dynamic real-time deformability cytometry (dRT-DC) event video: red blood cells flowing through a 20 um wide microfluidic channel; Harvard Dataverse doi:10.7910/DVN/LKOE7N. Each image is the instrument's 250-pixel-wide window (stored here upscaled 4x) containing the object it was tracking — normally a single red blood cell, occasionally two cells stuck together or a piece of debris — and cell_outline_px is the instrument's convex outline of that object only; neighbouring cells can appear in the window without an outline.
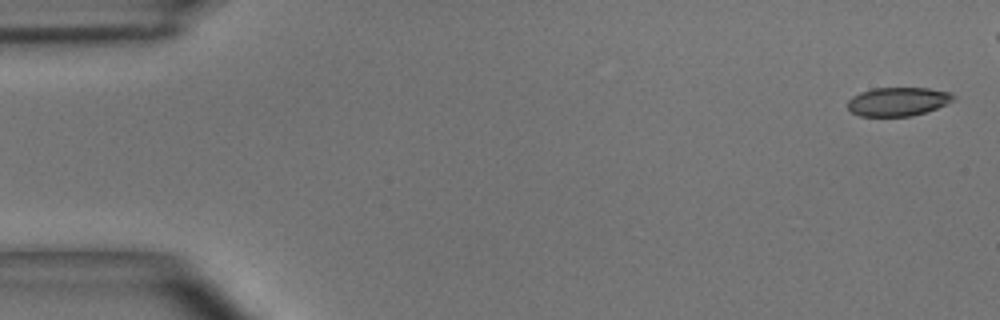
{"species": "common noctule bat (a hibernating species)", "species_latin": "Nyctalus noctula", "temperature_condition": "room temperature", "stored_images_in_passage": 6, "camera_frame_rate_fps": 3000, "um_per_image_px": 0.085, "animal": {"sex": "male", "body_mass_g": 15.6}, "frame": {"image": 1, "passage_image": 1, "time_ms": 0.0, "image_size_px": [1000, 320], "cell_outline_px": [[956, 100], [936, 108], [912, 116], [860, 116], [852, 112], [848, 108], [848, 100], [852, 96], [860, 92], [872, 88], [928, 88], [948, 92], [956, 96]], "centroid_in_image_um": [76.32, 8.63], "position_along_channel_um": 8.7, "area_um2": 17.69}}
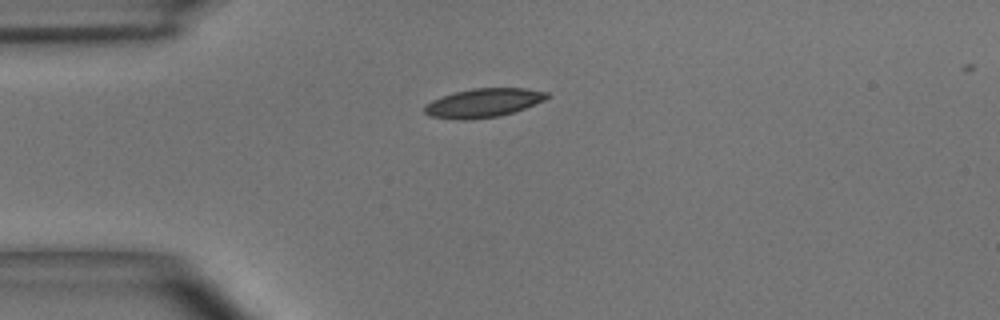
{"frame": {"image": 2, "passage_image": 6, "time_ms": 1.667, "image_size_px": [1000, 320], "cell_outline_px": [[552, 96], [544, 100], [524, 108], [500, 116], [472, 120], [460, 120], [432, 116], [424, 112], [424, 104], [432, 100], [452, 92], [472, 88], [524, 88], [548, 92]], "centroid_in_image_um": [41.08, 8.74], "position_along_channel_um": 43.9, "area_um2": 20.69}}